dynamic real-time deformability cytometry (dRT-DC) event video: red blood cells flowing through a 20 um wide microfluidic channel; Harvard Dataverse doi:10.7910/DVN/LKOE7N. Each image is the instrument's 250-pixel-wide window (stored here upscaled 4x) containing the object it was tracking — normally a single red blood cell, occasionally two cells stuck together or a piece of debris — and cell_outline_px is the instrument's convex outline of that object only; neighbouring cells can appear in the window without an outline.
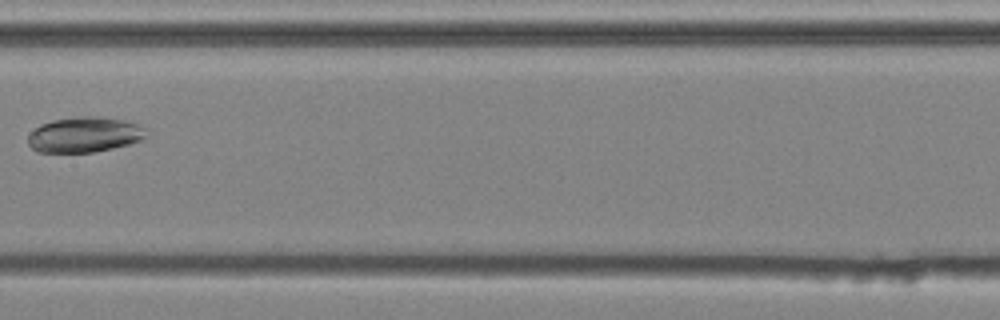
{"species": "common noctule bat (a hibernating species)", "species_latin": "Nyctalus noctula", "temperature_condition": "cold", "stored_images_in_passage": 8, "camera_frame_rate_fps": 3000, "um_per_image_px": 0.085, "animal": {"sex": "male", "body_mass_g": 20.4}, "frame": {"image": 1, "passage_image": 7, "time_ms": 2.0, "image_size_px": [1000, 320], "cell_outline_px": [[148, 136], [140, 140], [128, 144], [112, 148], [92, 152], [36, 152], [28, 144], [28, 136], [40, 124], [52, 120], [76, 116], [92, 116], [124, 120], [136, 124], [144, 128]], "centroid_in_image_um": [7.15, 11.44], "position_along_channel_um": 200.2, "area_um2": 24.22}}
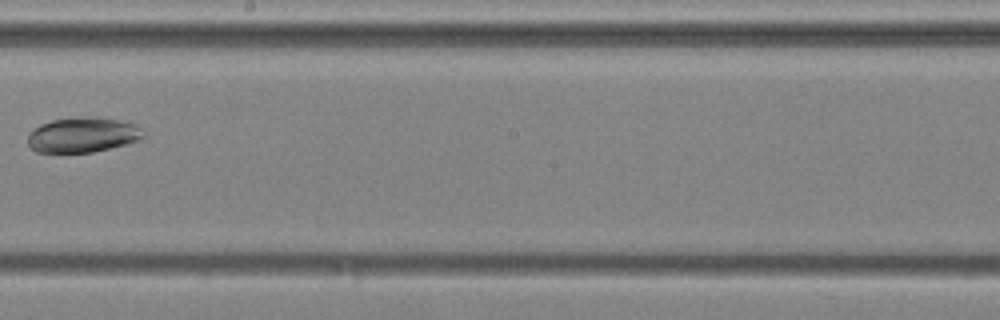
{"frame": {"image": 2, "passage_image": 8, "time_ms": 2.333, "image_size_px": [1000, 320], "cell_outline_px": [[144, 136], [136, 140], [124, 144], [92, 152], [36, 152], [28, 144], [28, 132], [32, 128], [40, 124], [52, 120], [80, 116], [88, 116], [116, 120], [136, 124], [144, 128]], "centroid_in_image_um": [7.0, 11.45], "position_along_channel_um": 241.2, "area_um2": 23.58}}